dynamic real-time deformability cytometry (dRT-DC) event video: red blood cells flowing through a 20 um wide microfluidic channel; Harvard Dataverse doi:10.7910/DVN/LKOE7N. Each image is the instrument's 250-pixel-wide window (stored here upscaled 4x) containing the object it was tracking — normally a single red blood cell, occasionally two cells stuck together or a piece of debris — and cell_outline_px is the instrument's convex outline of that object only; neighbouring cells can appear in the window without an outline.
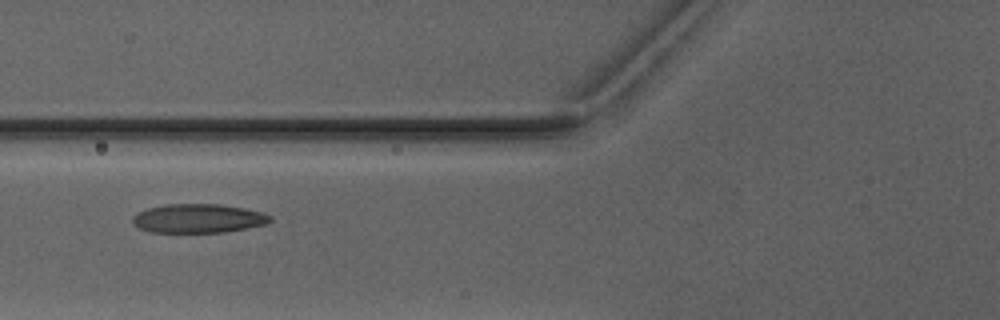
{"species": "Egyptian fruit bat (a non-hibernating species)", "species_latin": "Rousettus aegyptiacus", "temperature_condition": "warm", "stored_images_in_passage": 6, "camera_frame_rate_fps": 3000, "um_per_image_px": 0.085, "animal": {"sex": "male"}, "frame": {"image": 1, "passage_image": 6, "time_ms": 6.0, "image_size_px": [1000, 320], "cell_outline_px": [[272, 220], [268, 224], [224, 232], [152, 232], [140, 228], [132, 224], [132, 216], [136, 212], [148, 208], [168, 204], [220, 204], [244, 208], [260, 212], [272, 216]], "centroid_in_image_um": [16.84, 18.56], "position_along_channel_um": 109.0, "area_um2": 23.24}}